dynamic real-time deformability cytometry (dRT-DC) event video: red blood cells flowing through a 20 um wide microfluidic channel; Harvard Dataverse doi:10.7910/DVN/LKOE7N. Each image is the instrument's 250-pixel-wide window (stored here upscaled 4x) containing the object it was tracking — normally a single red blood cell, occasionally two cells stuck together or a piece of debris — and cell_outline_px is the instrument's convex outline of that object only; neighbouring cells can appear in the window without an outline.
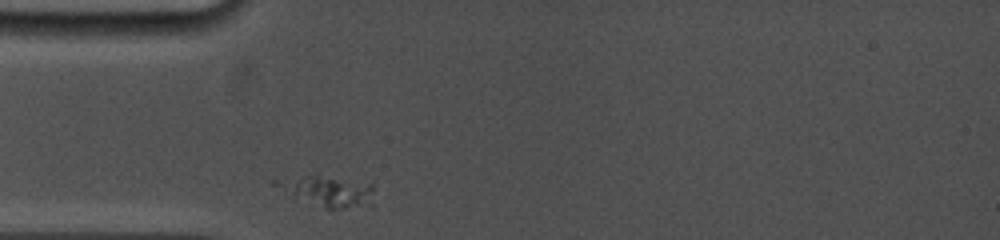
{"species": "common noctule bat (a hibernating species)", "species_latin": "Nyctalus noctula", "temperature_condition": "cold", "stored_images_in_passage": 12, "camera_frame_rate_fps": 5000, "um_per_image_px": 0.085, "animal": {"sex": "female", "body_mass_g": 19.0, "forearm_length_mm": 53.3}, "frame": {"image": 1, "passage_image": 1, "time_ms": 0.0, "image_size_px": [1000, 240], "cell_outline_px": [[376, 208], [328, 208], [292, 200], [292, 188], [296, 184], [312, 176], [316, 176], [372, 184]], "centroid_in_image_um": [28.41, 16.43], "position_along_channel_um": 56.6, "area_um2": 15.43}}
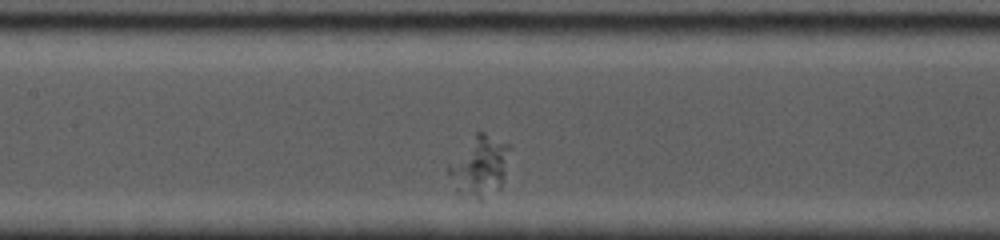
{"frame": {"image": 2, "passage_image": 6, "time_ms": 3.2, "image_size_px": [1000, 240], "cell_outline_px": [[512, 148], [504, 180], [500, 188], [484, 200], [480, 200], [456, 192], [448, 172], [448, 168], [476, 132], [484, 132], [508, 144]], "centroid_in_image_um": [40.84, 14.16], "position_along_channel_um": 166.6, "area_um2": 21.39}}
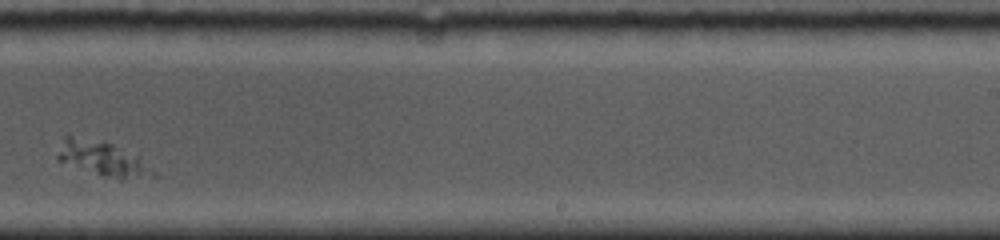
{"frame": {"image": 3, "passage_image": 11, "time_ms": 6.4, "image_size_px": [1000, 240], "cell_outline_px": [[144, 172], [124, 180], [120, 180], [100, 176], [56, 160], [56, 156], [64, 136], [68, 132], [112, 144], [140, 156]], "centroid_in_image_um": [8.41, 13.39], "position_along_channel_um": 280.6, "area_um2": 18.5}}